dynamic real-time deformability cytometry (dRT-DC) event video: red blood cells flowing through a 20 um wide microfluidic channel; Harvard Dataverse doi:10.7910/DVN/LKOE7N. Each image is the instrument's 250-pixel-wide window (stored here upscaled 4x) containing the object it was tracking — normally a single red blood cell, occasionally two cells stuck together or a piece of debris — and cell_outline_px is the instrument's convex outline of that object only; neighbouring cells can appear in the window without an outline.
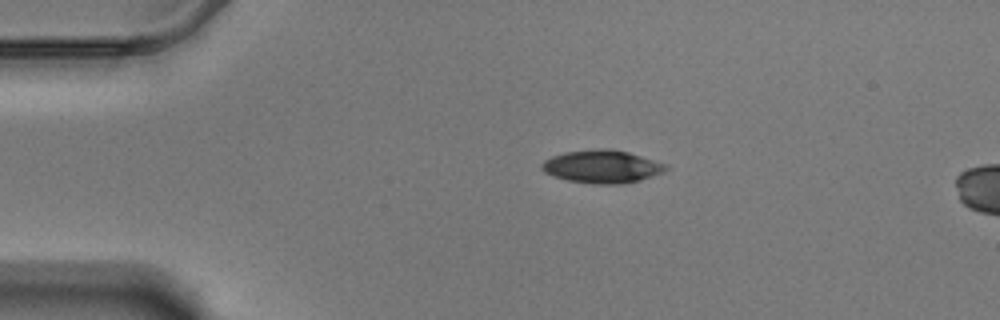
{"species": "Egyptian fruit bat (a non-hibernating species)", "species_latin": "Rousettus aegyptiacus", "temperature_condition": "warm", "stored_images_in_passage": 47, "camera_frame_rate_fps": 3000, "um_per_image_px": 0.085, "animal": {"sex": "male"}, "frame": {"image": 1, "passage_image": 1, "time_ms": 0.0, "image_size_px": [1000, 320], "cell_outline_px": [[668, 168], [664, 172], [640, 180], [620, 184], [600, 184], [568, 180], [544, 172], [540, 168], [540, 164], [544, 160], [552, 156], [564, 152], [600, 148], [608, 148], [628, 152], [664, 164]], "centroid_in_image_um": [51.14, 14.15], "position_along_channel_um": 33.9, "area_um2": 23.52}}
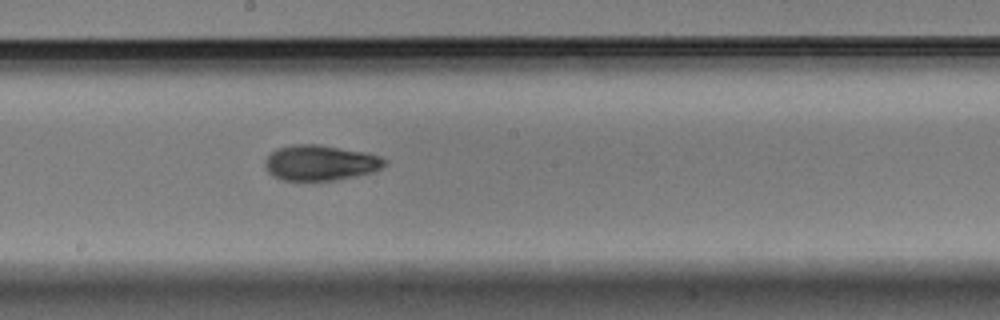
{"frame": {"image": 2, "passage_image": 21, "time_ms": 6.667, "image_size_px": [1000, 320], "cell_outline_px": [[388, 164], [372, 172], [336, 180], [280, 180], [272, 176], [264, 168], [264, 160], [276, 148], [296, 144], [320, 144], [364, 152], [380, 156], [388, 160]], "centroid_in_image_um": [27.21, 13.83], "position_along_channel_um": 221.0, "area_um2": 24.85}}
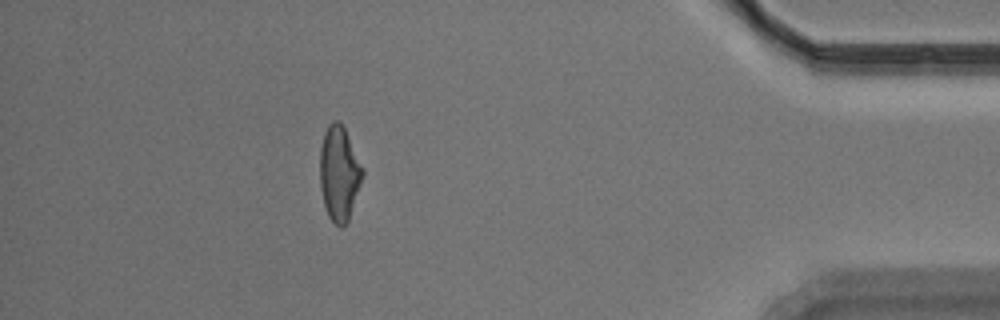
{"frame": {"image": 3, "passage_image": 41, "time_ms": 13.333, "image_size_px": [1000, 320], "cell_outline_px": [[364, 172], [348, 220], [344, 228], [340, 228], [328, 216], [324, 204], [320, 184], [320, 148], [324, 132], [328, 124], [332, 120], [336, 120], [344, 128], [364, 168]], "centroid_in_image_um": [28.82, 14.73], "position_along_channel_um": 406.4, "area_um2": 23.35}, "authors_computed_cell_mechanics": {"area_um2": 23.8136, "velocity_mm_per_s": 3.4689, "shape_relaxation_time_tau1_ms": 3.9003, "shape_relaxation_time_tau2_ms": 2.741, "deformation_change_tau1": 0.1514, "deformation_change_tau2": 0.0904}}